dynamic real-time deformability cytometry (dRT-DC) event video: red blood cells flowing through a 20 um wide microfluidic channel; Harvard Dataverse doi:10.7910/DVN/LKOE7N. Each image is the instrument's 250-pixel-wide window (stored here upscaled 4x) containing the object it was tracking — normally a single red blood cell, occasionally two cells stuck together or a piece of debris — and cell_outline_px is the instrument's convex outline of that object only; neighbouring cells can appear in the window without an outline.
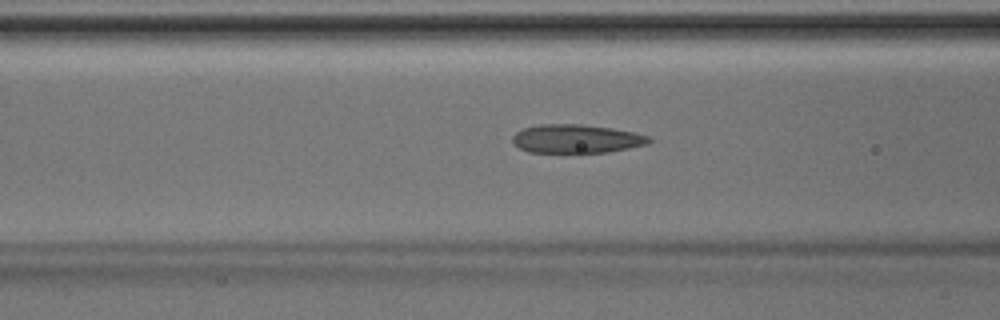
{"species": "Egyptian fruit bat (a non-hibernating species)", "species_latin": "Rousettus aegyptiacus", "temperature_condition": "room temperature", "stored_images_in_passage": 38, "camera_frame_rate_fps": 3000, "um_per_image_px": 0.085, "animal": {"sex": "male"}, "frame": {"image": 1, "passage_image": 16, "time_ms": 5.0, "image_size_px": [1000, 320], "cell_outline_px": [[652, 140], [648, 144], [608, 152], [528, 152], [520, 148], [512, 140], [512, 136], [516, 132], [524, 128], [540, 124], [580, 124], [612, 128], [632, 132], [648, 136]], "centroid_in_image_um": [48.98, 11.79], "position_along_channel_um": 117.6, "area_um2": 22.54}}
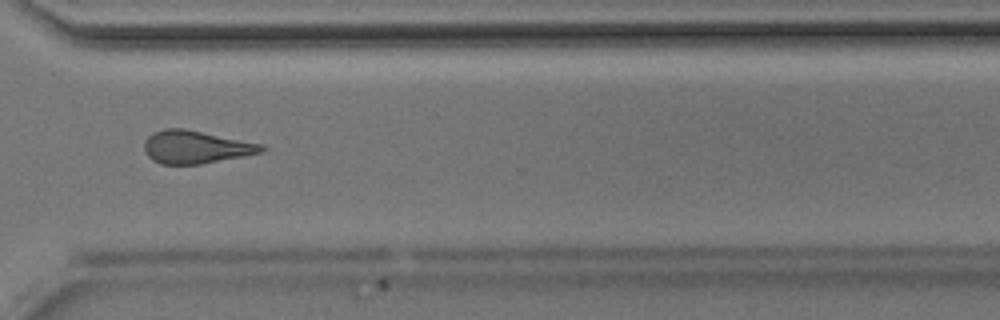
{"frame": {"image": 2, "passage_image": 32, "time_ms": 10.333, "image_size_px": [1000, 320], "cell_outline_px": [[268, 148], [264, 152], [200, 164], [160, 164], [152, 160], [144, 152], [144, 140], [148, 136], [164, 128], [184, 128], [264, 144]], "centroid_in_image_um": [16.65, 12.49], "position_along_channel_um": 353.9, "area_um2": 22.6}}
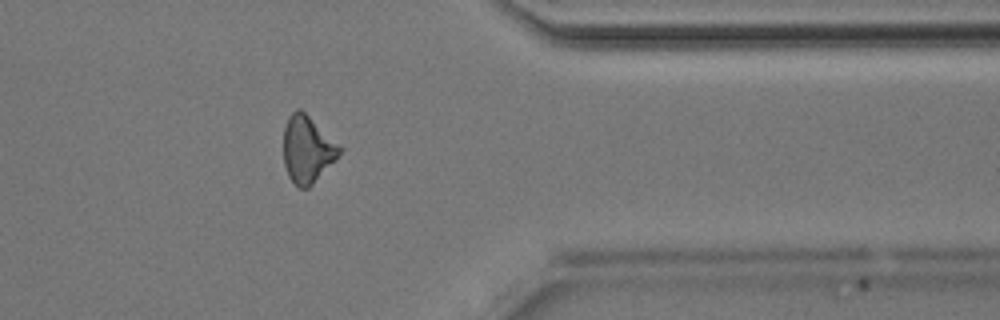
{"frame": {"image": 3, "passage_image": 35, "time_ms": 11.333, "image_size_px": [1000, 320], "cell_outline_px": [[344, 148], [312, 184], [308, 188], [300, 188], [288, 176], [284, 164], [284, 128], [288, 116], [296, 108], [300, 108]], "centroid_in_image_um": [26.11, 12.66], "position_along_channel_um": 385.3, "area_um2": 21.5}}